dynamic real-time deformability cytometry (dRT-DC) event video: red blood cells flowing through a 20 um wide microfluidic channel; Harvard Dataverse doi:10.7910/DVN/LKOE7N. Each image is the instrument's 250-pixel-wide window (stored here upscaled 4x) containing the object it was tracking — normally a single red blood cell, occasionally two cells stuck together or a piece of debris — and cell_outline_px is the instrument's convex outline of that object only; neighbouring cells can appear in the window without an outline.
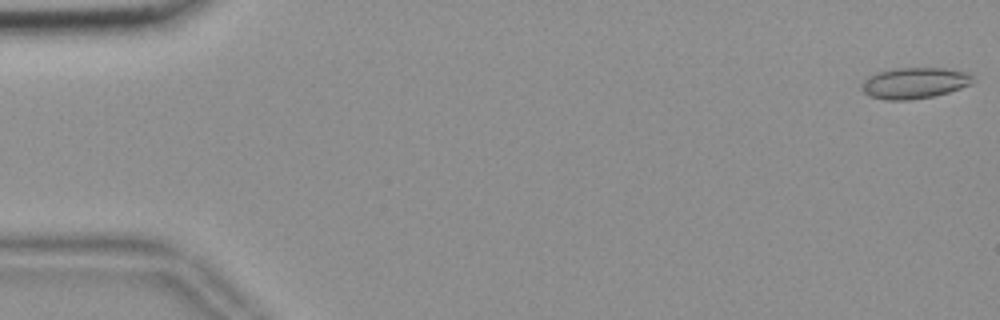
{"species": "common noctule bat (a hibernating species)", "species_latin": "Nyctalus noctula", "temperature_condition": "room temperature", "stored_images_in_passage": 41, "camera_frame_rate_fps": 3000, "um_per_image_px": 0.085, "animal": {"sex": "female", "body_mass_g": 18.4}, "frame": {"image": 1, "passage_image": 1, "time_ms": 0.0, "image_size_px": [1000, 320], "cell_outline_px": [[972, 84], [948, 92], [932, 96], [908, 100], [884, 100], [868, 96], [860, 88], [860, 84], [868, 76], [892, 68], [944, 68], [968, 72], [972, 76]], "centroid_in_image_um": [77.69, 7.06], "position_along_channel_um": 7.3, "area_um2": 20.17}}
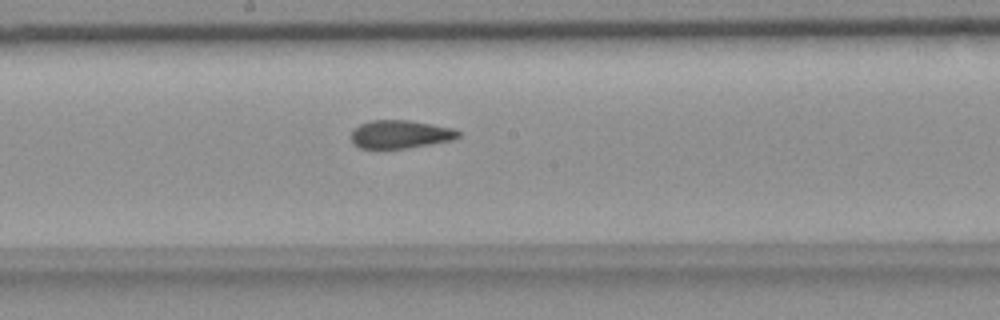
{"frame": {"image": 2, "passage_image": 30, "time_ms": 9.667, "image_size_px": [1000, 320], "cell_outline_px": [[460, 136], [456, 140], [408, 148], [360, 148], [352, 144], [352, 128], [360, 124], [372, 120], [408, 120], [456, 128], [460, 132]], "centroid_in_image_um": [34.06, 11.41], "position_along_channel_um": 214.1, "area_um2": 17.86}}
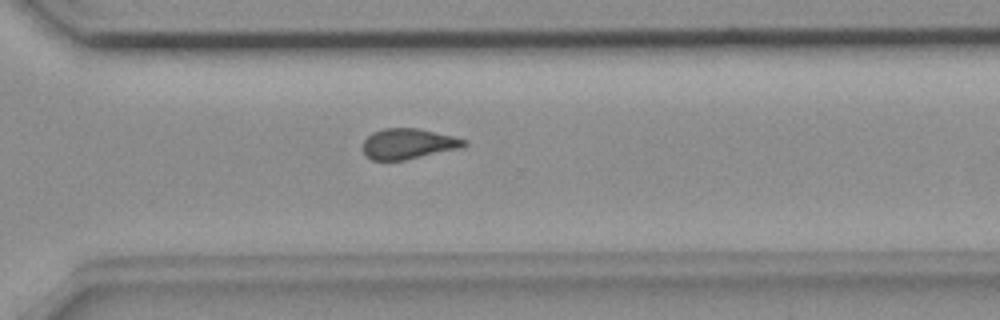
{"frame": {"image": 3, "passage_image": 40, "time_ms": 13.0, "image_size_px": [1000, 320], "cell_outline_px": [[468, 144], [464, 148], [404, 160], [372, 160], [364, 152], [364, 140], [372, 132], [384, 128], [416, 128], [452, 136], [468, 140]], "centroid_in_image_um": [34.75, 12.22], "position_along_channel_um": 335.8, "area_um2": 17.98}}